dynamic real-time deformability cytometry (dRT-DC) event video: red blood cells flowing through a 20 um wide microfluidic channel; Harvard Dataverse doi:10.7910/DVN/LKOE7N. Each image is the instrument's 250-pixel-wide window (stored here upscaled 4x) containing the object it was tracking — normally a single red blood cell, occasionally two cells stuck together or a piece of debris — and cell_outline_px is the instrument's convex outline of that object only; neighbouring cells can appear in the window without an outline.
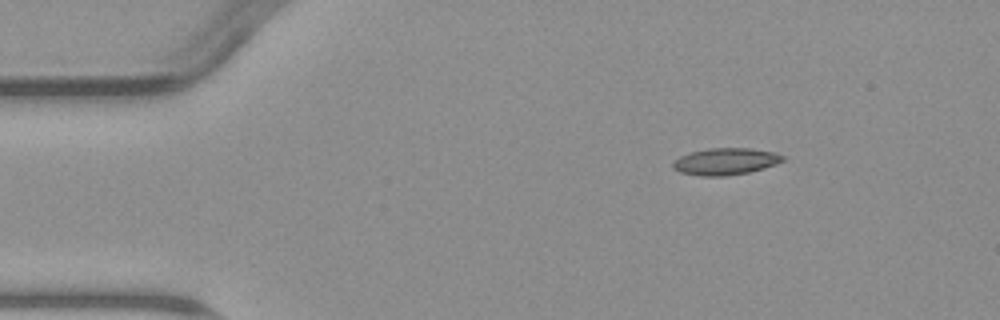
{"species": "common noctule bat (a hibernating species)", "species_latin": "Nyctalus noctula", "temperature_condition": "warm", "stored_images_in_passage": 4, "camera_frame_rate_fps": 3000, "um_per_image_px": 0.085, "animal": {"sex": "male", "body_mass_g": 23.1, "forearm_length_mm": 52.7}, "frame": {"image": 1, "passage_image": 1, "time_ms": 0.0, "image_size_px": [1000, 320], "cell_outline_px": [[784, 160], [776, 164], [764, 168], [748, 172], [724, 176], [700, 176], [680, 172], [672, 168], [672, 160], [680, 156], [692, 152], [708, 148], [748, 148], [776, 152], [784, 156]], "centroid_in_image_um": [61.65, 13.72], "position_along_channel_um": 23.4, "area_um2": 17.22}}
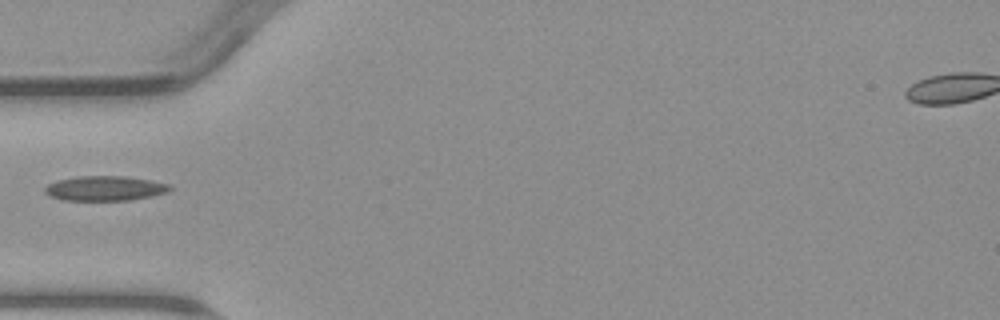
{"frame": {"image": 2, "passage_image": 4, "time_ms": 3.333, "image_size_px": [1000, 320], "cell_outline_px": [[172, 188], [168, 192], [128, 200], [64, 200], [52, 196], [44, 192], [44, 188], [48, 184], [60, 180], [80, 176], [124, 176], [172, 184]], "centroid_in_image_um": [8.94, 16.0], "position_along_channel_um": 76.1, "area_um2": 17.74}}